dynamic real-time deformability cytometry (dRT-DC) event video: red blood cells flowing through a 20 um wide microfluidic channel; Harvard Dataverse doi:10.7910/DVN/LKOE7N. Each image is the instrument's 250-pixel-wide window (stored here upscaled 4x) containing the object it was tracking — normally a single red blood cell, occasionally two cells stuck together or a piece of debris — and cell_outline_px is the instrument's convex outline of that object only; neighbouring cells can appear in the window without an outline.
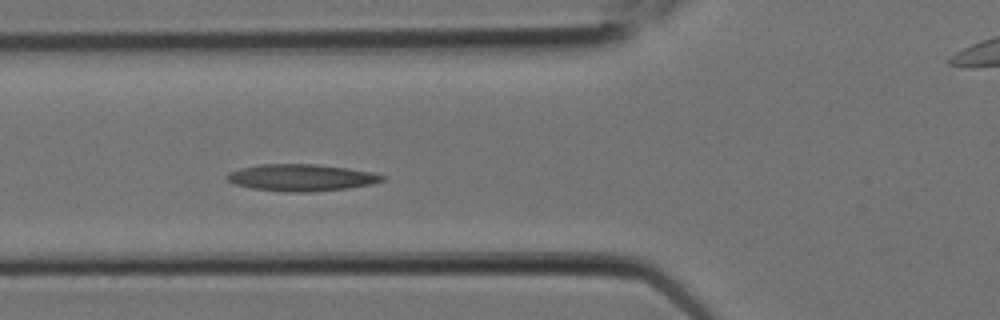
{"species": "Egyptian fruit bat (a non-hibernating species)", "species_latin": "Rousettus aegyptiacus", "temperature_condition": "room temperature", "stored_images_in_passage": 7, "segment_of_instrument_passage": [1, 2], "camera_frame_rate_fps": 3000, "um_per_image_px": 0.085, "animal": {"sex": "female"}, "frame": {"image": 1, "passage_image": 6, "time_ms": 1.667, "image_size_px": [1000, 320], "cell_outline_px": [[384, 180], [372, 184], [348, 188], [308, 192], [288, 192], [252, 188], [236, 184], [228, 180], [224, 176], [228, 172], [240, 168], [260, 164], [316, 164], [348, 168], [372, 172], [384, 176]], "centroid_in_image_um": [25.6, 15.09], "position_along_channel_um": 100.2, "area_um2": 24.22}}